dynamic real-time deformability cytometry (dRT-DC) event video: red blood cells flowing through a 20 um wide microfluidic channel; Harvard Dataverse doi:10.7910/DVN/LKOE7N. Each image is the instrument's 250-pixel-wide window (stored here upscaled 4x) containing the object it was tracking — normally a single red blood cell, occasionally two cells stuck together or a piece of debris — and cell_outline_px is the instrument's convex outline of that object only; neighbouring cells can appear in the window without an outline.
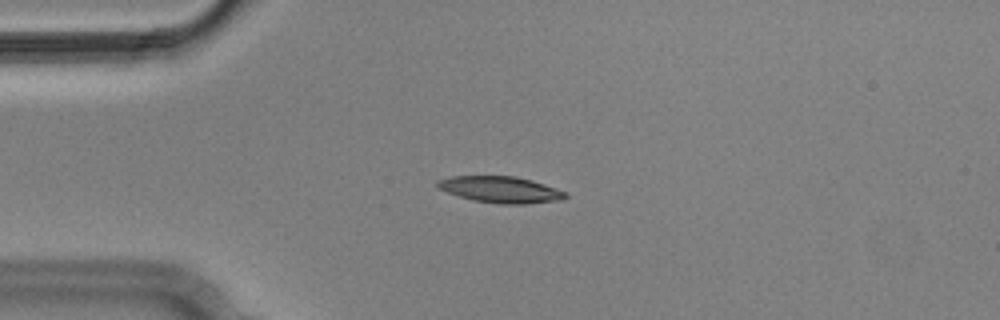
{"species": "Egyptian fruit bat (a non-hibernating species)", "species_latin": "Rousettus aegyptiacus", "temperature_condition": "cold", "stored_images_in_passage": 6, "camera_frame_rate_fps": 3000, "um_per_image_px": 0.085, "animal": {"sex": "male"}, "frame": {"image": 1, "passage_image": 3, "time_ms": 0.667, "image_size_px": [1000, 320], "cell_outline_px": [[568, 196], [560, 200], [524, 204], [500, 204], [472, 200], [448, 192], [440, 188], [436, 184], [436, 180], [448, 176], [516, 176], [532, 180], [568, 192]], "centroid_in_image_um": [42.56, 16.11], "position_along_channel_um": 42.4, "area_um2": 19.71}}